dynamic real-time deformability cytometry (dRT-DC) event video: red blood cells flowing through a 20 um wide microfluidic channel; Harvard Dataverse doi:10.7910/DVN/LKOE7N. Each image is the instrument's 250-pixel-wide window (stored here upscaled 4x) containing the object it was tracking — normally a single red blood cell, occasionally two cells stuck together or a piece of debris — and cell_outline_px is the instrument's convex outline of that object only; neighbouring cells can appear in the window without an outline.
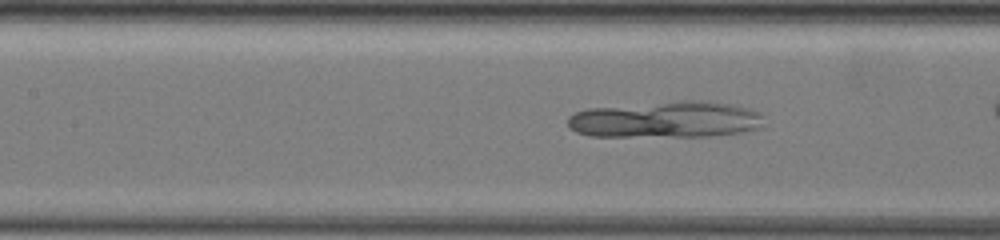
{"species": "common noctule bat (a hibernating species)", "species_latin": "Nyctalus noctula", "temperature_condition": "warm", "stored_images_in_passage": 29, "camera_frame_rate_fps": 3000, "um_per_image_px": 0.085, "animal": {"sex": "female", "body_mass_g": 19.5, "forearm_length_mm": 54.1}, "frame": {"image": 1, "passage_image": 9, "time_ms": 2.667, "image_size_px": [1000, 240], "cell_outline_px": [[764, 128], [744, 132], [708, 136], [592, 136], [576, 132], [568, 128], [568, 116], [576, 112], [588, 108], [680, 100], [708, 100], [736, 104], [748, 108], [756, 112], [760, 116]], "centroid_in_image_um": [56.62, 10.15], "position_along_channel_um": 150.8, "area_um2": 42.14}}
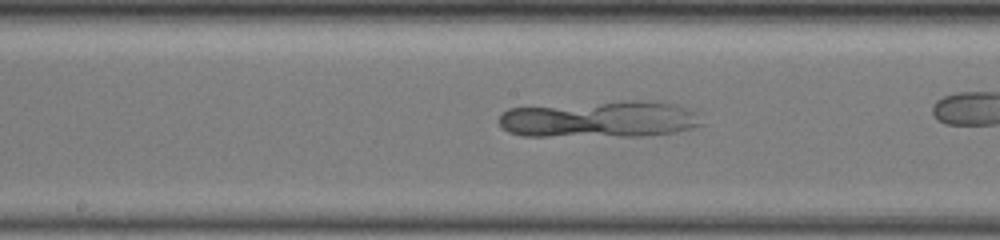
{"frame": {"image": 2, "passage_image": 13, "time_ms": 4.0, "image_size_px": [1000, 240], "cell_outline_px": [[704, 124], [692, 128], [676, 132], [644, 136], [520, 136], [508, 132], [500, 124], [500, 116], [508, 108], [632, 100], [656, 100], [680, 104], [696, 112]], "centroid_in_image_um": [51.05, 10.13], "position_along_channel_um": 197.1, "area_um2": 43.81}}